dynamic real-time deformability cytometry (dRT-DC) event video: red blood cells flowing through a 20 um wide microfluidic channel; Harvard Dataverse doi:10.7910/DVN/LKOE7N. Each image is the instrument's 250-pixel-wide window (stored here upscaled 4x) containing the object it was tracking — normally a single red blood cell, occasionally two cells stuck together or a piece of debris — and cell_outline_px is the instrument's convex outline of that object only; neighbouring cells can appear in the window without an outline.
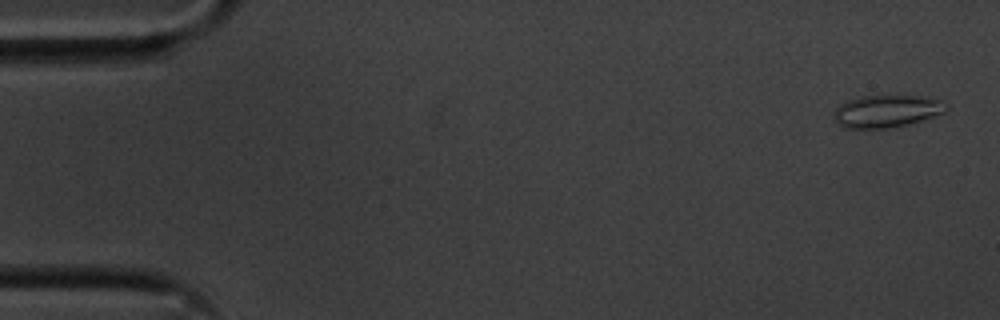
{"species": "common noctule bat (a hibernating species)", "species_latin": "Nyctalus noctula", "temperature_condition": "cold", "stored_images_in_passage": 53, "camera_frame_rate_fps": 3000, "um_per_image_px": 0.085, "animal": {"sex": "male", "body_mass_g": 20.1, "forearm_length_mm": 53.5}, "frame": {"image": 1, "passage_image": 2, "time_ms": 0.333, "image_size_px": [1000, 320], "cell_outline_px": [[948, 108], [944, 112], [908, 124], [892, 128], [844, 128], [832, 116], [836, 108], [840, 104], [848, 100], [860, 96], [920, 96], [940, 100], [948, 104]], "centroid_in_image_um": [75.35, 9.45], "position_along_channel_um": 9.7, "area_um2": 21.04}}
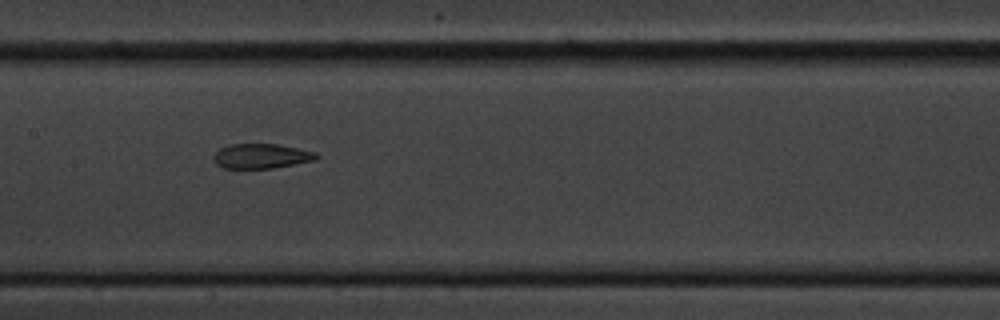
{"frame": {"image": 2, "passage_image": 27, "time_ms": 8.667, "image_size_px": [1000, 320], "cell_outline_px": [[320, 156], [316, 160], [272, 168], [224, 168], [216, 164], [212, 156], [220, 148], [228, 144], [276, 144], [316, 152]], "centroid_in_image_um": [22.2, 13.26], "position_along_channel_um": 185.2, "area_um2": 14.8}}
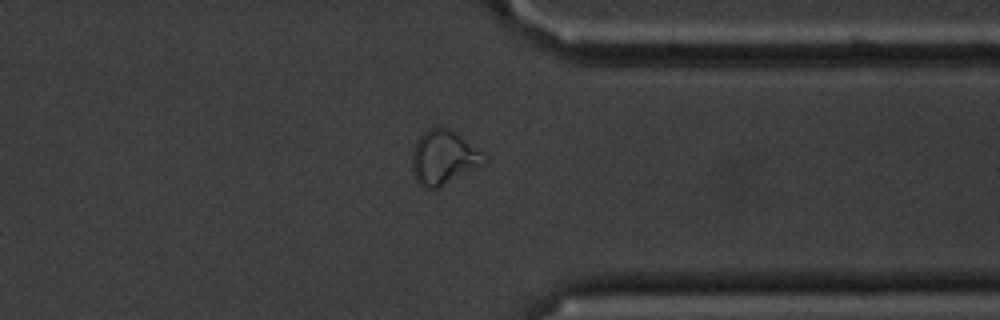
{"frame": {"image": 3, "passage_image": 43, "time_ms": 14.0, "image_size_px": [1000, 320], "cell_outline_px": [[488, 160], [484, 164], [436, 188], [424, 188], [416, 180], [412, 172], [412, 152], [416, 140], [428, 128], [448, 128], [456, 132], [488, 156]], "centroid_in_image_um": [37.71, 13.37], "position_along_channel_um": 373.7, "area_um2": 22.6}, "authors_computed_cell_mechanics": {"area_um2": 18.0336, "velocity_mm_per_s": 3.6019, "shape_relaxation_time_tau1_ms": null, "shape_relaxation_time_tau2_ms": 1.8947, "deformation_change_tau1": null, "deformation_change_tau2": 0.0777}}